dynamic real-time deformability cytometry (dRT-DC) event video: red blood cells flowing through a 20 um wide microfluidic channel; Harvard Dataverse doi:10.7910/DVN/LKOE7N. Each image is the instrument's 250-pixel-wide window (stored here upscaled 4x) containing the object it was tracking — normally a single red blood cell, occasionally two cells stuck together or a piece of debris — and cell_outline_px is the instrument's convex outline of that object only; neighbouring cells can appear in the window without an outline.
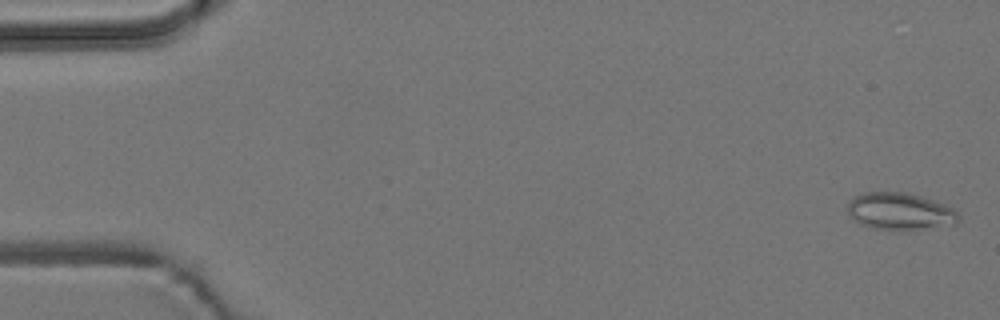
{"species": "common noctule bat (a hibernating species)", "species_latin": "Nyctalus noctula", "temperature_condition": "room temperature", "stored_images_in_passage": 7, "camera_frame_rate_fps": 3000, "um_per_image_px": 0.085, "animal": {"sex": "male", "body_mass_g": 19.2, "forearm_length_mm": 51.8}, "frame": {"image": 1, "passage_image": 1, "time_ms": 0.0, "image_size_px": [1000, 320], "cell_outline_px": [[960, 220], [956, 224], [896, 232], [876, 228], [860, 224], [848, 212], [848, 204], [856, 196], [864, 192], [904, 192], [920, 196], [944, 204], [952, 208], [960, 216]], "centroid_in_image_um": [76.53, 17.99], "position_along_channel_um": 8.5, "area_um2": 23.99}}
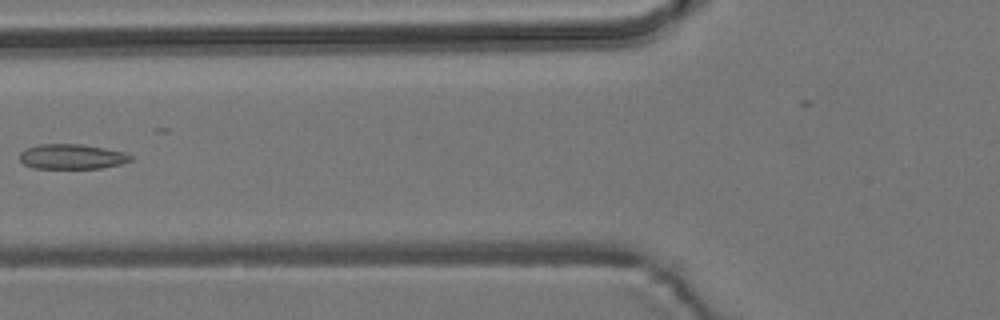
{"frame": {"image": 2, "passage_image": 6, "time_ms": 6.667, "image_size_px": [1000, 320], "cell_outline_px": [[132, 160], [120, 164], [100, 168], [32, 168], [24, 164], [20, 160], [20, 152], [24, 148], [36, 144], [84, 144], [124, 152], [132, 156]], "centroid_in_image_um": [6.07, 13.3], "position_along_channel_um": 119.7, "area_um2": 16.24}}
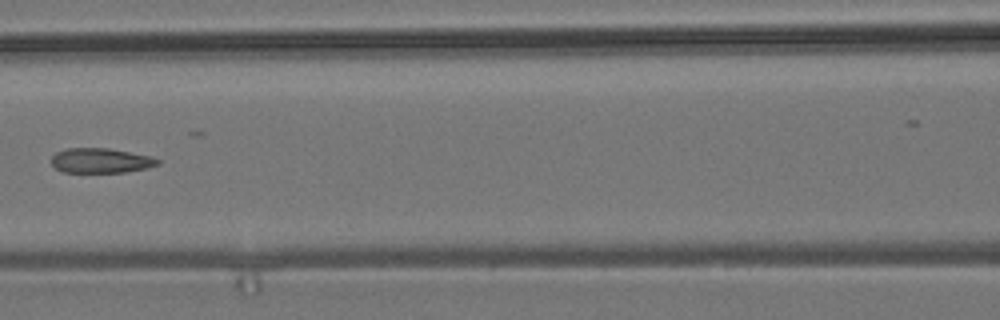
{"frame": {"image": 3, "passage_image": 7, "time_ms": 7.667, "image_size_px": [1000, 320], "cell_outline_px": [[160, 164], [148, 168], [124, 172], [64, 172], [56, 168], [52, 164], [52, 156], [56, 152], [68, 148], [108, 148], [152, 156], [160, 160]], "centroid_in_image_um": [8.6, 13.65], "position_along_channel_um": 158.0, "area_um2": 15.37}}